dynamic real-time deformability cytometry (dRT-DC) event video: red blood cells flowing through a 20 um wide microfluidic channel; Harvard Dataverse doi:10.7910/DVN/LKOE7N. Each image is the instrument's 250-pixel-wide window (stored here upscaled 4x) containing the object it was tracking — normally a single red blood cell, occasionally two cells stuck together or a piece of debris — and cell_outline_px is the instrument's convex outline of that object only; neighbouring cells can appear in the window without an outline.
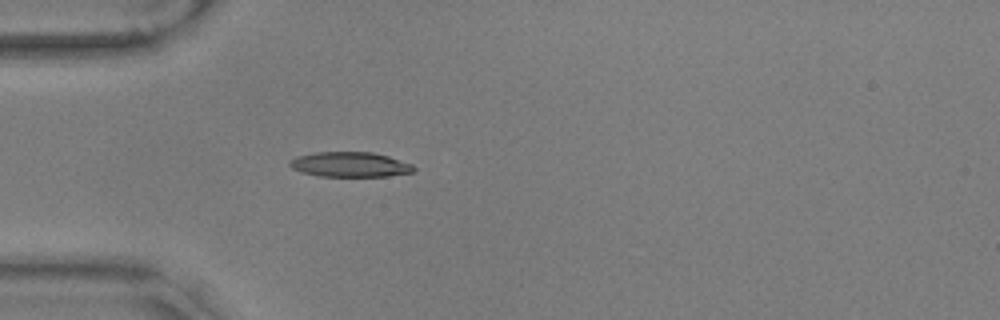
{"species": "common noctule bat (a hibernating species)", "species_latin": "Nyctalus noctula", "temperature_condition": "warm", "stored_images_in_passage": 41, "camera_frame_rate_fps": 3000, "um_per_image_px": 0.085, "animal": {"sex": "male", "body_mass_g": 17.9, "forearm_length_mm": 54.2}, "frame": {"image": 1, "passage_image": 1, "time_ms": 0.0, "image_size_px": [1000, 320], "cell_outline_px": [[416, 168], [412, 172], [388, 176], [320, 176], [300, 172], [292, 168], [288, 164], [296, 156], [316, 152], [372, 152], [388, 156], [412, 164]], "centroid_in_image_um": [29.74, 13.98], "position_along_channel_um": 55.3, "area_um2": 17.98}}
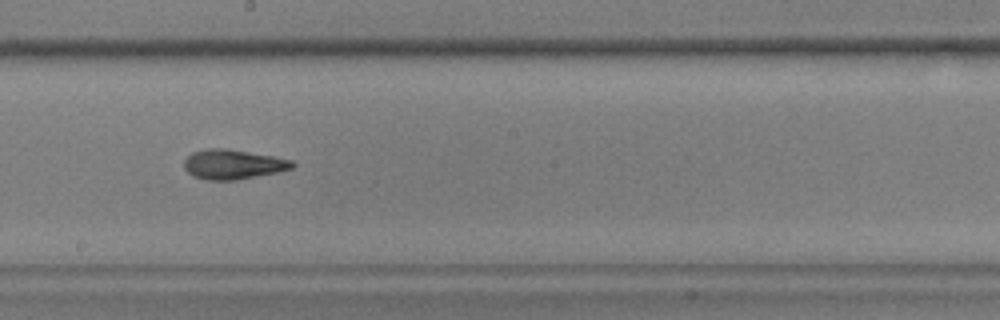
{"frame": {"image": 2, "passage_image": 16, "time_ms": 5.0, "image_size_px": [1000, 320], "cell_outline_px": [[296, 164], [292, 168], [280, 172], [236, 180], [204, 180], [192, 176], [184, 168], [184, 160], [192, 152], [208, 148], [224, 148], [272, 156], [292, 160]], "centroid_in_image_um": [19.79, 13.98], "position_along_channel_um": 228.4, "area_um2": 18.79}}
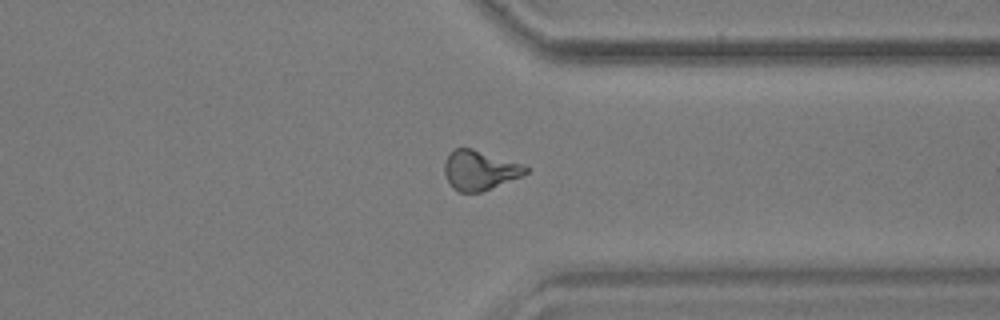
{"frame": {"image": 3, "passage_image": 28, "time_ms": 9.0, "image_size_px": [1000, 320], "cell_outline_px": [[528, 172], [520, 176], [480, 192], [460, 192], [452, 188], [444, 172], [444, 164], [452, 148], [472, 148], [524, 164], [528, 168]], "centroid_in_image_um": [40.75, 14.45], "position_along_channel_um": 370.6, "area_um2": 18.55}, "authors_computed_cell_mechanics": {"area_um2": 18.5538, "velocity_mm_per_s": 3.5838, "shape_relaxation_time_tau1_ms": 4.9566, "shape_relaxation_time_tau2_ms": 4.3495, "deformation_change_tau1": 0.156, "deformation_change_tau2": 0.1117}}